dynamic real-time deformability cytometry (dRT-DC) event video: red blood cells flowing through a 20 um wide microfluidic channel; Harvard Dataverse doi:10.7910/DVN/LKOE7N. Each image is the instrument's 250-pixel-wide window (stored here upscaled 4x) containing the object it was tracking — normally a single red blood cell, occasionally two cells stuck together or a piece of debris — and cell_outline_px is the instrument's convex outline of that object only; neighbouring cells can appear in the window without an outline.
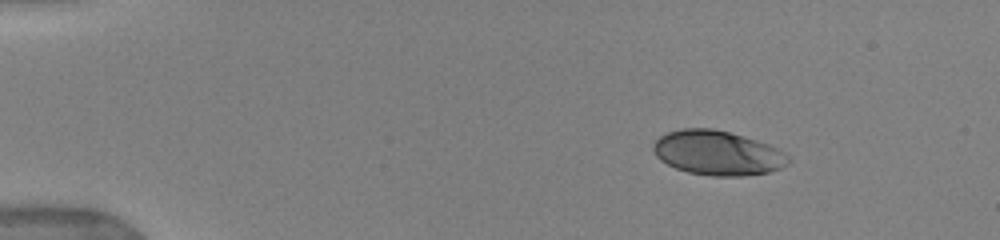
{"species": "human", "species_latin": "Homo sapiens", "temperature_condition": "warm", "stored_images_in_passage": 12, "camera_frame_rate_fps": 3000, "um_per_image_px": 0.085, "donor": {"sex": "female"}, "frame": {"image": 1, "passage_image": 1, "time_ms": 0.0, "image_size_px": [1000, 240], "cell_outline_px": [[792, 160], [788, 164], [780, 168], [768, 172], [744, 176], [712, 176], [688, 172], [676, 168], [660, 160], [656, 156], [652, 148], [652, 144], [660, 136], [668, 132], [684, 128], [712, 128], [744, 136], [768, 144], [784, 152]], "centroid_in_image_um": [60.99, 13.0], "position_along_channel_um": 24.0, "area_um2": 35.03}}
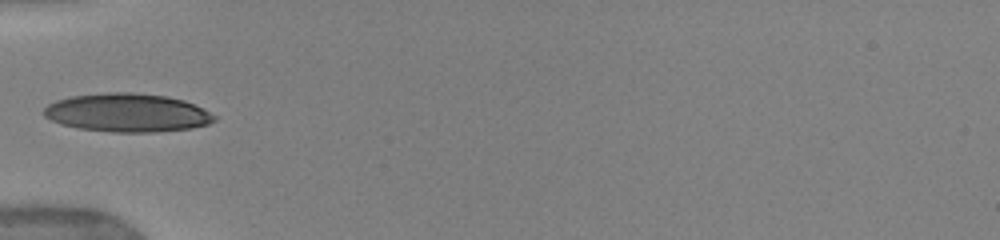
{"frame": {"image": 2, "passage_image": 6, "time_ms": 3.667, "image_size_px": [1000, 240], "cell_outline_px": [[216, 120], [208, 124], [192, 128], [156, 132], [112, 132], [76, 128], [60, 124], [44, 116], [44, 108], [48, 104], [56, 100], [72, 96], [108, 92], [128, 92], [164, 96], [184, 100], [216, 116]], "centroid_in_image_um": [10.79, 9.59], "position_along_channel_um": 74.2, "area_um2": 38.03}}